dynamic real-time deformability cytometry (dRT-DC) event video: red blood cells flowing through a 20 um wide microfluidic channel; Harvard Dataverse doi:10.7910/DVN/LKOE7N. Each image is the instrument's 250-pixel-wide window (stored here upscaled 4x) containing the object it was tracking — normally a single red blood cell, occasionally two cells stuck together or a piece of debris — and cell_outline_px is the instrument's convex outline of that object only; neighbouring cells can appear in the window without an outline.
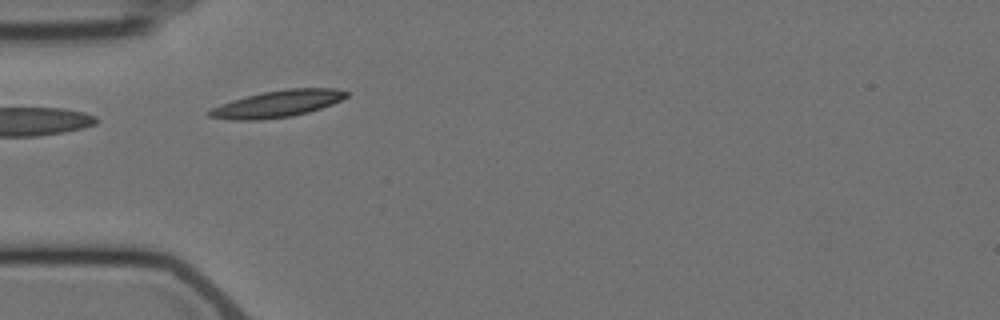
{"species": "Egyptian fruit bat (a non-hibernating species)", "species_latin": "Rousettus aegyptiacus", "temperature_condition": "cold", "stored_images_in_passage": 4, "camera_frame_rate_fps": 3000, "um_per_image_px": 0.085, "animal": {"sex": "female"}, "frame": {"image": 1, "passage_image": 3, "time_ms": 2.333, "image_size_px": [1000, 320], "cell_outline_px": [[348, 96], [332, 104], [308, 112], [292, 116], [260, 120], [232, 120], [208, 116], [204, 112], [220, 104], [232, 100], [264, 92], [288, 88], [336, 88], [348, 92]], "centroid_in_image_um": [23.56, 8.83], "position_along_channel_um": 61.4, "area_um2": 21.33}}